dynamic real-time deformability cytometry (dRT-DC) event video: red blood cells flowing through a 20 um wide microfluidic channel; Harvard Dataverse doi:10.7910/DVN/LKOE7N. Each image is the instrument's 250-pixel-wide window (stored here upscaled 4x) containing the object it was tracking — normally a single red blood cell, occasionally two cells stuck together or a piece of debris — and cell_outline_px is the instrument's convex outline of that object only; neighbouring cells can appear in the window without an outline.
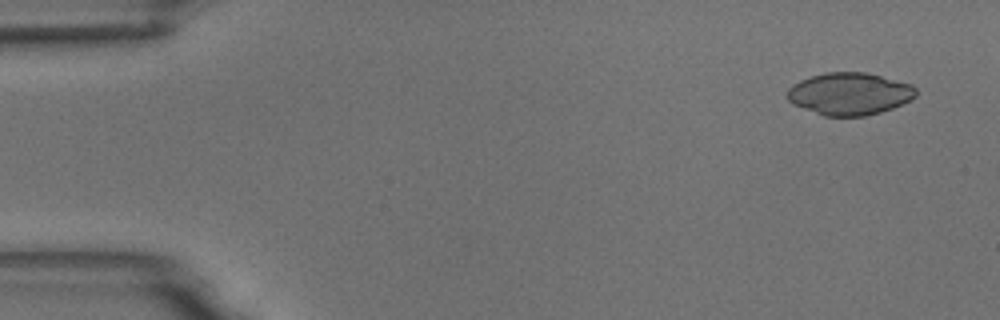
{"species": "common noctule bat (a hibernating species)", "species_latin": "Nyctalus noctula", "temperature_condition": "room temperature", "stored_images_in_passage": 5, "camera_frame_rate_fps": 3000, "um_per_image_px": 0.085, "animal": {"sex": "male", "body_mass_g": 18.8}, "frame": {"image": 1, "passage_image": 1, "time_ms": 0.0, "image_size_px": [1000, 320], "cell_outline_px": [[916, 96], [892, 108], [880, 112], [864, 116], [824, 116], [792, 104], [784, 96], [788, 88], [792, 84], [800, 80], [824, 72], [864, 72], [912, 84], [916, 88]], "centroid_in_image_um": [72.15, 7.97], "position_along_channel_um": 12.8, "area_um2": 31.73}}